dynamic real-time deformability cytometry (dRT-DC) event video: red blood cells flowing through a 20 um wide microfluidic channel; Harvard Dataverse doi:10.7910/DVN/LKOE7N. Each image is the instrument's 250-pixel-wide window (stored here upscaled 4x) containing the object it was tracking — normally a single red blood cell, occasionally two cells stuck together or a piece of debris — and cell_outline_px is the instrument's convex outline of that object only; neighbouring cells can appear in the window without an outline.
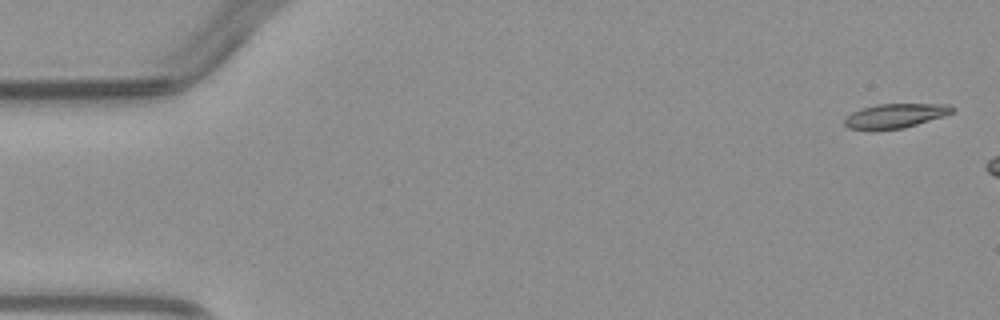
{"species": "common noctule bat (a hibernating species)", "species_latin": "Nyctalus noctula", "temperature_condition": "warm", "stored_images_in_passage": 2, "camera_frame_rate_fps": 3000, "um_per_image_px": 0.085, "animal": {"sex": "male", "body_mass_g": 23.1, "forearm_length_mm": 52.7}, "frame": {"image": 1, "passage_image": 1, "time_ms": 0.0, "image_size_px": [1000, 320], "cell_outline_px": [[956, 108], [952, 112], [944, 116], [904, 128], [876, 132], [848, 128], [844, 124], [844, 116], [860, 108], [876, 104], [948, 104]], "centroid_in_image_um": [76.02, 9.87], "position_along_channel_um": 9.0, "area_um2": 15.84}}